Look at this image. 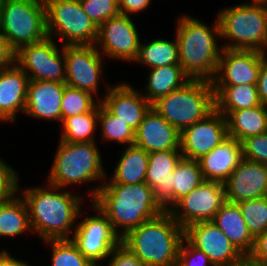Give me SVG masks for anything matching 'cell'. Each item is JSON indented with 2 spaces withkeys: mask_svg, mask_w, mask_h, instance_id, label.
<instances>
[{
  "mask_svg": "<svg viewBox=\"0 0 267 266\" xmlns=\"http://www.w3.org/2000/svg\"><path fill=\"white\" fill-rule=\"evenodd\" d=\"M264 54L256 50L223 48L212 86L256 85Z\"/></svg>",
  "mask_w": 267,
  "mask_h": 266,
  "instance_id": "2e32d148",
  "label": "cell"
},
{
  "mask_svg": "<svg viewBox=\"0 0 267 266\" xmlns=\"http://www.w3.org/2000/svg\"><path fill=\"white\" fill-rule=\"evenodd\" d=\"M119 10L122 15H137L150 5L151 0H118ZM137 13V14H136Z\"/></svg>",
  "mask_w": 267,
  "mask_h": 266,
  "instance_id": "ee69618b",
  "label": "cell"
},
{
  "mask_svg": "<svg viewBox=\"0 0 267 266\" xmlns=\"http://www.w3.org/2000/svg\"><path fill=\"white\" fill-rule=\"evenodd\" d=\"M29 81L16 63L0 70V122L12 123L19 111L25 113Z\"/></svg>",
  "mask_w": 267,
  "mask_h": 266,
  "instance_id": "603a6c76",
  "label": "cell"
},
{
  "mask_svg": "<svg viewBox=\"0 0 267 266\" xmlns=\"http://www.w3.org/2000/svg\"><path fill=\"white\" fill-rule=\"evenodd\" d=\"M84 12L101 26L106 20L120 15L118 0H79Z\"/></svg>",
  "mask_w": 267,
  "mask_h": 266,
  "instance_id": "74e56055",
  "label": "cell"
},
{
  "mask_svg": "<svg viewBox=\"0 0 267 266\" xmlns=\"http://www.w3.org/2000/svg\"><path fill=\"white\" fill-rule=\"evenodd\" d=\"M108 266H147L126 245L120 242L108 256Z\"/></svg>",
  "mask_w": 267,
  "mask_h": 266,
  "instance_id": "60d3db41",
  "label": "cell"
},
{
  "mask_svg": "<svg viewBox=\"0 0 267 266\" xmlns=\"http://www.w3.org/2000/svg\"><path fill=\"white\" fill-rule=\"evenodd\" d=\"M53 38L21 47L15 53V63L27 74L30 81H56L65 83V56ZM62 52V53H61Z\"/></svg>",
  "mask_w": 267,
  "mask_h": 266,
  "instance_id": "30bf717a",
  "label": "cell"
},
{
  "mask_svg": "<svg viewBox=\"0 0 267 266\" xmlns=\"http://www.w3.org/2000/svg\"><path fill=\"white\" fill-rule=\"evenodd\" d=\"M224 189L230 203L267 196V165L242 159L224 182Z\"/></svg>",
  "mask_w": 267,
  "mask_h": 266,
  "instance_id": "ac0fdd59",
  "label": "cell"
},
{
  "mask_svg": "<svg viewBox=\"0 0 267 266\" xmlns=\"http://www.w3.org/2000/svg\"><path fill=\"white\" fill-rule=\"evenodd\" d=\"M212 87L215 93V108L225 117L231 111L261 105L256 85L241 84Z\"/></svg>",
  "mask_w": 267,
  "mask_h": 266,
  "instance_id": "f546056e",
  "label": "cell"
},
{
  "mask_svg": "<svg viewBox=\"0 0 267 266\" xmlns=\"http://www.w3.org/2000/svg\"><path fill=\"white\" fill-rule=\"evenodd\" d=\"M109 183L137 184L145 182L149 153L135 145L128 146L121 154Z\"/></svg>",
  "mask_w": 267,
  "mask_h": 266,
  "instance_id": "f1b7e54d",
  "label": "cell"
},
{
  "mask_svg": "<svg viewBox=\"0 0 267 266\" xmlns=\"http://www.w3.org/2000/svg\"><path fill=\"white\" fill-rule=\"evenodd\" d=\"M265 50H266V51H264L263 54H264V56H267V46H266Z\"/></svg>",
  "mask_w": 267,
  "mask_h": 266,
  "instance_id": "f907efd6",
  "label": "cell"
},
{
  "mask_svg": "<svg viewBox=\"0 0 267 266\" xmlns=\"http://www.w3.org/2000/svg\"><path fill=\"white\" fill-rule=\"evenodd\" d=\"M17 177L15 190L0 201V236L13 237L31 231L29 215L23 198L17 196L19 190Z\"/></svg>",
  "mask_w": 267,
  "mask_h": 266,
  "instance_id": "4316f807",
  "label": "cell"
},
{
  "mask_svg": "<svg viewBox=\"0 0 267 266\" xmlns=\"http://www.w3.org/2000/svg\"><path fill=\"white\" fill-rule=\"evenodd\" d=\"M228 137L241 143L252 136L267 132V106L231 111L227 116Z\"/></svg>",
  "mask_w": 267,
  "mask_h": 266,
  "instance_id": "484cf974",
  "label": "cell"
},
{
  "mask_svg": "<svg viewBox=\"0 0 267 266\" xmlns=\"http://www.w3.org/2000/svg\"><path fill=\"white\" fill-rule=\"evenodd\" d=\"M17 177L18 173L0 159V201L15 190Z\"/></svg>",
  "mask_w": 267,
  "mask_h": 266,
  "instance_id": "b9f144b4",
  "label": "cell"
},
{
  "mask_svg": "<svg viewBox=\"0 0 267 266\" xmlns=\"http://www.w3.org/2000/svg\"><path fill=\"white\" fill-rule=\"evenodd\" d=\"M93 96L66 84L61 103V123L68 117L90 112L99 103Z\"/></svg>",
  "mask_w": 267,
  "mask_h": 266,
  "instance_id": "e575fe53",
  "label": "cell"
},
{
  "mask_svg": "<svg viewBox=\"0 0 267 266\" xmlns=\"http://www.w3.org/2000/svg\"><path fill=\"white\" fill-rule=\"evenodd\" d=\"M151 108L181 132L215 109L212 83L190 80L180 89L157 99Z\"/></svg>",
  "mask_w": 267,
  "mask_h": 266,
  "instance_id": "8992f818",
  "label": "cell"
},
{
  "mask_svg": "<svg viewBox=\"0 0 267 266\" xmlns=\"http://www.w3.org/2000/svg\"><path fill=\"white\" fill-rule=\"evenodd\" d=\"M204 181L198 160L181 158L172 177L173 205Z\"/></svg>",
  "mask_w": 267,
  "mask_h": 266,
  "instance_id": "d6a6232c",
  "label": "cell"
},
{
  "mask_svg": "<svg viewBox=\"0 0 267 266\" xmlns=\"http://www.w3.org/2000/svg\"><path fill=\"white\" fill-rule=\"evenodd\" d=\"M44 242L52 248L51 266H96L79 251L72 239Z\"/></svg>",
  "mask_w": 267,
  "mask_h": 266,
  "instance_id": "d590c367",
  "label": "cell"
},
{
  "mask_svg": "<svg viewBox=\"0 0 267 266\" xmlns=\"http://www.w3.org/2000/svg\"><path fill=\"white\" fill-rule=\"evenodd\" d=\"M65 85L56 81H29L25 114L37 119L61 122V103Z\"/></svg>",
  "mask_w": 267,
  "mask_h": 266,
  "instance_id": "7402d4cb",
  "label": "cell"
},
{
  "mask_svg": "<svg viewBox=\"0 0 267 266\" xmlns=\"http://www.w3.org/2000/svg\"><path fill=\"white\" fill-rule=\"evenodd\" d=\"M177 266H214V264L203 251L194 247L184 237L178 250Z\"/></svg>",
  "mask_w": 267,
  "mask_h": 266,
  "instance_id": "ab89813d",
  "label": "cell"
},
{
  "mask_svg": "<svg viewBox=\"0 0 267 266\" xmlns=\"http://www.w3.org/2000/svg\"><path fill=\"white\" fill-rule=\"evenodd\" d=\"M99 103L90 111L66 118L61 124L60 140L70 143L96 142L94 132L97 128Z\"/></svg>",
  "mask_w": 267,
  "mask_h": 266,
  "instance_id": "1f68e13d",
  "label": "cell"
},
{
  "mask_svg": "<svg viewBox=\"0 0 267 266\" xmlns=\"http://www.w3.org/2000/svg\"><path fill=\"white\" fill-rule=\"evenodd\" d=\"M212 221L244 256L251 252L254 238L248 231L241 209L237 203L226 201L215 214Z\"/></svg>",
  "mask_w": 267,
  "mask_h": 266,
  "instance_id": "d4e9b609",
  "label": "cell"
},
{
  "mask_svg": "<svg viewBox=\"0 0 267 266\" xmlns=\"http://www.w3.org/2000/svg\"><path fill=\"white\" fill-rule=\"evenodd\" d=\"M181 132L150 108L135 130L134 145L151 153L180 150Z\"/></svg>",
  "mask_w": 267,
  "mask_h": 266,
  "instance_id": "44dd1931",
  "label": "cell"
},
{
  "mask_svg": "<svg viewBox=\"0 0 267 266\" xmlns=\"http://www.w3.org/2000/svg\"><path fill=\"white\" fill-rule=\"evenodd\" d=\"M98 122L105 140L128 144V146L134 145L135 131L125 122L113 116L101 102H99Z\"/></svg>",
  "mask_w": 267,
  "mask_h": 266,
  "instance_id": "836d02e7",
  "label": "cell"
},
{
  "mask_svg": "<svg viewBox=\"0 0 267 266\" xmlns=\"http://www.w3.org/2000/svg\"><path fill=\"white\" fill-rule=\"evenodd\" d=\"M97 186L88 191L92 202L107 216L121 238L165 211L146 182L130 185L106 182Z\"/></svg>",
  "mask_w": 267,
  "mask_h": 266,
  "instance_id": "6da1fadb",
  "label": "cell"
},
{
  "mask_svg": "<svg viewBox=\"0 0 267 266\" xmlns=\"http://www.w3.org/2000/svg\"><path fill=\"white\" fill-rule=\"evenodd\" d=\"M91 203V207L98 214L86 216L82 222H77L71 239L87 259L100 266L99 263L107 259L121 242V237L113 230L107 216L93 202Z\"/></svg>",
  "mask_w": 267,
  "mask_h": 266,
  "instance_id": "7c38bea8",
  "label": "cell"
},
{
  "mask_svg": "<svg viewBox=\"0 0 267 266\" xmlns=\"http://www.w3.org/2000/svg\"><path fill=\"white\" fill-rule=\"evenodd\" d=\"M184 229L168 211L130 230L121 242L147 266H177Z\"/></svg>",
  "mask_w": 267,
  "mask_h": 266,
  "instance_id": "277c9868",
  "label": "cell"
},
{
  "mask_svg": "<svg viewBox=\"0 0 267 266\" xmlns=\"http://www.w3.org/2000/svg\"><path fill=\"white\" fill-rule=\"evenodd\" d=\"M225 202L224 184L204 180L192 192L179 199L168 212L185 229L196 222L212 221Z\"/></svg>",
  "mask_w": 267,
  "mask_h": 266,
  "instance_id": "8fae6325",
  "label": "cell"
},
{
  "mask_svg": "<svg viewBox=\"0 0 267 266\" xmlns=\"http://www.w3.org/2000/svg\"><path fill=\"white\" fill-rule=\"evenodd\" d=\"M105 97L98 101L118 120L125 122L134 131L141 124L151 103L129 83H118L107 87Z\"/></svg>",
  "mask_w": 267,
  "mask_h": 266,
  "instance_id": "d6986e66",
  "label": "cell"
},
{
  "mask_svg": "<svg viewBox=\"0 0 267 266\" xmlns=\"http://www.w3.org/2000/svg\"><path fill=\"white\" fill-rule=\"evenodd\" d=\"M243 159L242 143L228 137L198 162L204 180L223 183Z\"/></svg>",
  "mask_w": 267,
  "mask_h": 266,
  "instance_id": "cb8c5ba5",
  "label": "cell"
},
{
  "mask_svg": "<svg viewBox=\"0 0 267 266\" xmlns=\"http://www.w3.org/2000/svg\"><path fill=\"white\" fill-rule=\"evenodd\" d=\"M140 43L139 34L131 16L120 14L106 20L98 27L95 46H98L97 49L101 51L103 57L109 56L115 60L135 62Z\"/></svg>",
  "mask_w": 267,
  "mask_h": 266,
  "instance_id": "4fadbf2b",
  "label": "cell"
},
{
  "mask_svg": "<svg viewBox=\"0 0 267 266\" xmlns=\"http://www.w3.org/2000/svg\"><path fill=\"white\" fill-rule=\"evenodd\" d=\"M3 0H0V15H1V6H2Z\"/></svg>",
  "mask_w": 267,
  "mask_h": 266,
  "instance_id": "681fc988",
  "label": "cell"
},
{
  "mask_svg": "<svg viewBox=\"0 0 267 266\" xmlns=\"http://www.w3.org/2000/svg\"><path fill=\"white\" fill-rule=\"evenodd\" d=\"M248 256L259 262H267V230L254 238V244Z\"/></svg>",
  "mask_w": 267,
  "mask_h": 266,
  "instance_id": "7bdbcfd3",
  "label": "cell"
},
{
  "mask_svg": "<svg viewBox=\"0 0 267 266\" xmlns=\"http://www.w3.org/2000/svg\"><path fill=\"white\" fill-rule=\"evenodd\" d=\"M0 266H30L27 262L20 261L14 257L7 250H0Z\"/></svg>",
  "mask_w": 267,
  "mask_h": 266,
  "instance_id": "7dc6e473",
  "label": "cell"
},
{
  "mask_svg": "<svg viewBox=\"0 0 267 266\" xmlns=\"http://www.w3.org/2000/svg\"><path fill=\"white\" fill-rule=\"evenodd\" d=\"M184 237L203 251L214 266H234L244 256L213 221L189 225L184 229Z\"/></svg>",
  "mask_w": 267,
  "mask_h": 266,
  "instance_id": "e0dca14e",
  "label": "cell"
},
{
  "mask_svg": "<svg viewBox=\"0 0 267 266\" xmlns=\"http://www.w3.org/2000/svg\"><path fill=\"white\" fill-rule=\"evenodd\" d=\"M56 152L47 178L48 184L66 189L68 185L107 178L96 142L70 143L60 140Z\"/></svg>",
  "mask_w": 267,
  "mask_h": 266,
  "instance_id": "52a82bcc",
  "label": "cell"
},
{
  "mask_svg": "<svg viewBox=\"0 0 267 266\" xmlns=\"http://www.w3.org/2000/svg\"><path fill=\"white\" fill-rule=\"evenodd\" d=\"M135 62L146 64L151 69L166 65H180L179 45L176 37L173 41L154 39L149 43H140L139 54Z\"/></svg>",
  "mask_w": 267,
  "mask_h": 266,
  "instance_id": "4dcf8cb0",
  "label": "cell"
},
{
  "mask_svg": "<svg viewBox=\"0 0 267 266\" xmlns=\"http://www.w3.org/2000/svg\"><path fill=\"white\" fill-rule=\"evenodd\" d=\"M47 186L49 189L27 188L21 195L28 209L31 232L37 233L43 241L71 239L74 222L82 213L83 197L61 191V187Z\"/></svg>",
  "mask_w": 267,
  "mask_h": 266,
  "instance_id": "7a4b0ae2",
  "label": "cell"
},
{
  "mask_svg": "<svg viewBox=\"0 0 267 266\" xmlns=\"http://www.w3.org/2000/svg\"><path fill=\"white\" fill-rule=\"evenodd\" d=\"M0 32L15 52L25 45L46 39L44 0H3Z\"/></svg>",
  "mask_w": 267,
  "mask_h": 266,
  "instance_id": "ba28073f",
  "label": "cell"
},
{
  "mask_svg": "<svg viewBox=\"0 0 267 266\" xmlns=\"http://www.w3.org/2000/svg\"><path fill=\"white\" fill-rule=\"evenodd\" d=\"M243 159L267 165V132L242 142Z\"/></svg>",
  "mask_w": 267,
  "mask_h": 266,
  "instance_id": "f35d334b",
  "label": "cell"
},
{
  "mask_svg": "<svg viewBox=\"0 0 267 266\" xmlns=\"http://www.w3.org/2000/svg\"><path fill=\"white\" fill-rule=\"evenodd\" d=\"M182 157L180 150L149 153L145 182L152 188L155 199L165 211L173 206V171Z\"/></svg>",
  "mask_w": 267,
  "mask_h": 266,
  "instance_id": "ffe728a7",
  "label": "cell"
},
{
  "mask_svg": "<svg viewBox=\"0 0 267 266\" xmlns=\"http://www.w3.org/2000/svg\"><path fill=\"white\" fill-rule=\"evenodd\" d=\"M15 51L0 32V70L15 63Z\"/></svg>",
  "mask_w": 267,
  "mask_h": 266,
  "instance_id": "f6af8a7d",
  "label": "cell"
},
{
  "mask_svg": "<svg viewBox=\"0 0 267 266\" xmlns=\"http://www.w3.org/2000/svg\"><path fill=\"white\" fill-rule=\"evenodd\" d=\"M176 39L179 45L180 65L191 80L212 81L223 48L218 47L220 29L218 19L207 26L189 15L179 17Z\"/></svg>",
  "mask_w": 267,
  "mask_h": 266,
  "instance_id": "3957f363",
  "label": "cell"
},
{
  "mask_svg": "<svg viewBox=\"0 0 267 266\" xmlns=\"http://www.w3.org/2000/svg\"><path fill=\"white\" fill-rule=\"evenodd\" d=\"M65 84L91 95L98 93L102 75V54L95 45H63Z\"/></svg>",
  "mask_w": 267,
  "mask_h": 266,
  "instance_id": "5bb4252c",
  "label": "cell"
},
{
  "mask_svg": "<svg viewBox=\"0 0 267 266\" xmlns=\"http://www.w3.org/2000/svg\"><path fill=\"white\" fill-rule=\"evenodd\" d=\"M261 104L267 106V57L264 56L261 63L259 79L256 84Z\"/></svg>",
  "mask_w": 267,
  "mask_h": 266,
  "instance_id": "bcb514c9",
  "label": "cell"
},
{
  "mask_svg": "<svg viewBox=\"0 0 267 266\" xmlns=\"http://www.w3.org/2000/svg\"><path fill=\"white\" fill-rule=\"evenodd\" d=\"M234 266H267V263L253 260L245 255Z\"/></svg>",
  "mask_w": 267,
  "mask_h": 266,
  "instance_id": "c3c4849f",
  "label": "cell"
},
{
  "mask_svg": "<svg viewBox=\"0 0 267 266\" xmlns=\"http://www.w3.org/2000/svg\"><path fill=\"white\" fill-rule=\"evenodd\" d=\"M228 138L227 120L216 108L204 119L181 131L183 158L199 160Z\"/></svg>",
  "mask_w": 267,
  "mask_h": 266,
  "instance_id": "9a60e30c",
  "label": "cell"
},
{
  "mask_svg": "<svg viewBox=\"0 0 267 266\" xmlns=\"http://www.w3.org/2000/svg\"><path fill=\"white\" fill-rule=\"evenodd\" d=\"M220 39L230 40L222 48L256 50L264 53L267 46V3L265 0L233 5L217 15ZM232 41V42H231Z\"/></svg>",
  "mask_w": 267,
  "mask_h": 266,
  "instance_id": "5b68a950",
  "label": "cell"
},
{
  "mask_svg": "<svg viewBox=\"0 0 267 266\" xmlns=\"http://www.w3.org/2000/svg\"><path fill=\"white\" fill-rule=\"evenodd\" d=\"M253 238L267 230V196L237 203Z\"/></svg>",
  "mask_w": 267,
  "mask_h": 266,
  "instance_id": "8d00e7d4",
  "label": "cell"
},
{
  "mask_svg": "<svg viewBox=\"0 0 267 266\" xmlns=\"http://www.w3.org/2000/svg\"><path fill=\"white\" fill-rule=\"evenodd\" d=\"M49 38L58 36L64 45H95L98 27L84 12L79 0H44Z\"/></svg>",
  "mask_w": 267,
  "mask_h": 266,
  "instance_id": "9c48e42d",
  "label": "cell"
},
{
  "mask_svg": "<svg viewBox=\"0 0 267 266\" xmlns=\"http://www.w3.org/2000/svg\"><path fill=\"white\" fill-rule=\"evenodd\" d=\"M143 96L152 104L160 97L180 89L191 79L184 73L181 65H166L149 71Z\"/></svg>",
  "mask_w": 267,
  "mask_h": 266,
  "instance_id": "83f0119b",
  "label": "cell"
}]
</instances>
